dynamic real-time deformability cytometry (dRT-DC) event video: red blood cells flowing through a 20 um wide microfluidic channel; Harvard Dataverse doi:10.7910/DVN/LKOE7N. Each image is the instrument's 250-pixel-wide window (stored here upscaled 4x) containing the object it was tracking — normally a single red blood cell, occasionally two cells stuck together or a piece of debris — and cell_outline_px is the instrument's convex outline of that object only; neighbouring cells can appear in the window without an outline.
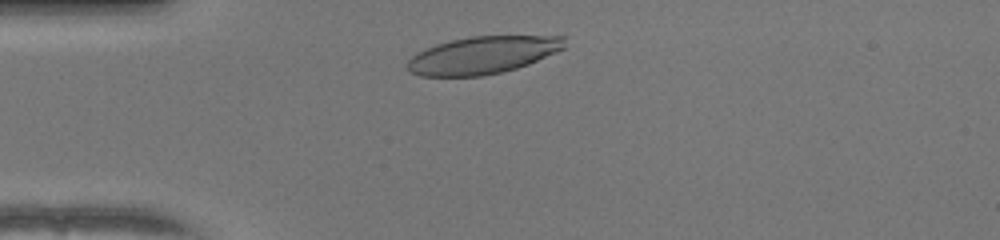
{"species": "human", "species_latin": "Homo sapiens", "temperature_condition": "warm", "stored_images_in_passage": 33, "camera_frame_rate_fps": 3000, "um_per_image_px": 0.085, "donor": {"sex": "female"}, "frame": {"image": 1, "passage_image": 4, "time_ms": 1.0, "image_size_px": [1000, 240], "cell_outline_px": [[564, 48], [556, 52], [528, 64], [516, 68], [500, 72], [480, 76], [420, 76], [408, 72], [404, 68], [408, 60], [412, 56], [436, 44], [452, 40], [472, 36], [564, 36]], "centroid_in_image_um": [40.98, 4.69], "position_along_channel_um": 44.0, "area_um2": 34.04}}
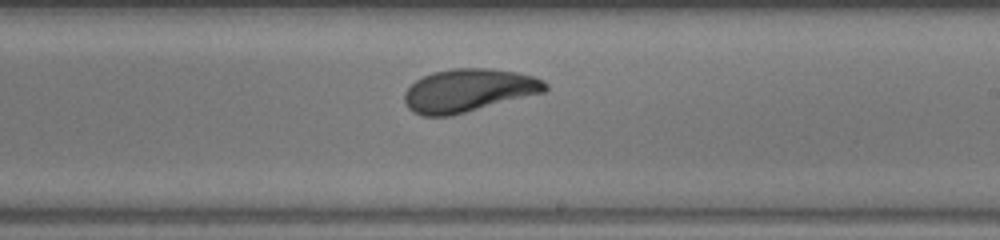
{"frame": {"image": 2, "passage_image": 21, "time_ms": 6.667, "image_size_px": [1000, 240], "cell_outline_px": [[548, 88], [544, 92], [452, 116], [420, 116], [412, 112], [404, 104], [404, 92], [416, 80], [432, 72], [452, 68], [488, 68], [516, 72], [532, 76], [544, 80], [548, 84]], "centroid_in_image_um": [39.8, 7.69], "position_along_channel_um": 249.2, "area_um2": 35.49}}
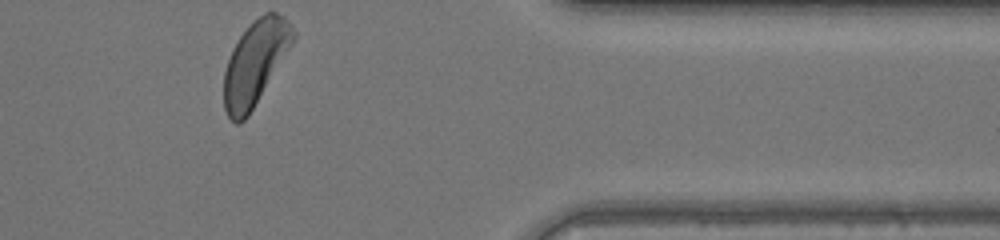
{"frame": {"image": 3, "passage_image": 33, "time_ms": 10.667, "image_size_px": [1000, 240], "cell_outline_px": [[296, 40], [248, 116], [240, 124], [236, 124], [228, 116], [224, 108], [224, 72], [232, 48], [240, 36], [264, 12], [276, 12], [284, 16], [292, 24], [296, 32]], "centroid_in_image_um": [21.72, 5.34], "position_along_channel_um": 389.7, "area_um2": 33.87}, "authors_computed_cell_mechanics": {"area_um2": 34.7378, "velocity_mm_per_s": 4.0463, "shape_relaxation_time_tau1_ms": 3.44, "shape_relaxation_time_tau2_ms": 1.3345, "deformation_change_tau1": 0.1616, "deformation_change_tau2": 0.081}}